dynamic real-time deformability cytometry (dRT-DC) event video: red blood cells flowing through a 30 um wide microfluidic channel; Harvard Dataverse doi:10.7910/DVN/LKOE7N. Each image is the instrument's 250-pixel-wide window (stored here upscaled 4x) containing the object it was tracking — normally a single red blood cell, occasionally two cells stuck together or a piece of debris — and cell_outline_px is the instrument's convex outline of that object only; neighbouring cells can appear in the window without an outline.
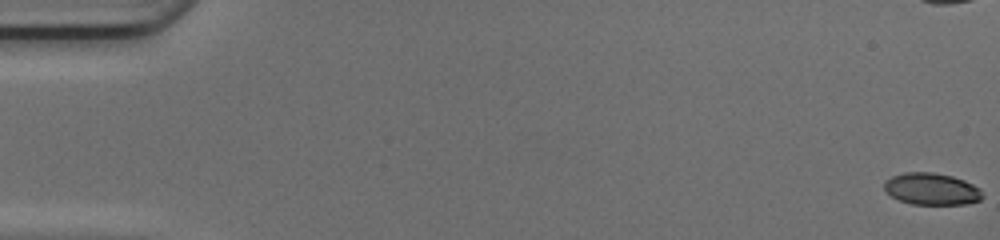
{"species": "common noctule bat (a hibernating species)", "species_latin": "Nyctalus noctula", "temperature_condition": "cold", "stored_images_in_passage": 51, "camera_frame_rate_fps": 3000, "um_per_image_px": 0.085, "animal": {"sex": "female", "body_mass_g": 17.0, "forearm_length_mm": 48.0}, "frame": {"image": 1, "passage_image": 1, "time_ms": 0.0, "image_size_px": [1000, 240], "cell_outline_px": [[984, 196], [980, 200], [964, 204], [912, 204], [900, 200], [892, 196], [884, 188], [884, 180], [892, 176], [904, 172], [932, 172], [952, 176], [964, 180], [980, 188]], "centroid_in_image_um": [79.19, 16.05], "position_along_channel_um": 5.8, "area_um2": 18.21}}
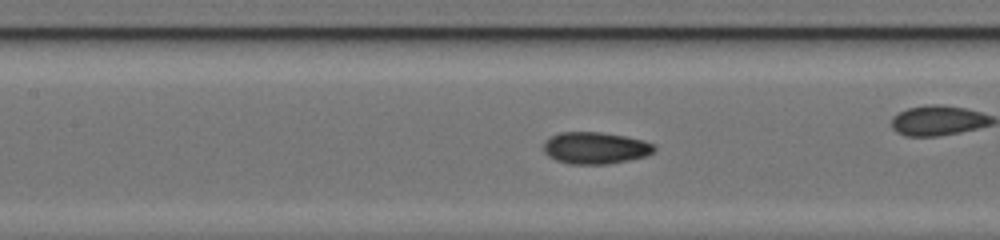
{"frame": {"image": 2, "passage_image": 24, "time_ms": 7.667, "image_size_px": [1000, 240], "cell_outline_px": [[656, 148], [652, 152], [644, 156], [628, 160], [608, 164], [568, 164], [556, 160], [548, 156], [544, 152], [544, 140], [560, 132], [600, 132], [624, 136], [644, 140], [656, 144]], "centroid_in_image_um": [50.59, 12.57], "position_along_channel_um": 156.8, "area_um2": 20.58}, "authors_computed_cell_mechanics": {"area_um2": 19.4208, "velocity_mm_per_s": 4.2047, "shape_relaxation_time_tau1_ms": null, "shape_relaxation_time_tau2_ms": 1.2448, "deformation_change_tau1": null, "deformation_change_tau2": 0.0663}}